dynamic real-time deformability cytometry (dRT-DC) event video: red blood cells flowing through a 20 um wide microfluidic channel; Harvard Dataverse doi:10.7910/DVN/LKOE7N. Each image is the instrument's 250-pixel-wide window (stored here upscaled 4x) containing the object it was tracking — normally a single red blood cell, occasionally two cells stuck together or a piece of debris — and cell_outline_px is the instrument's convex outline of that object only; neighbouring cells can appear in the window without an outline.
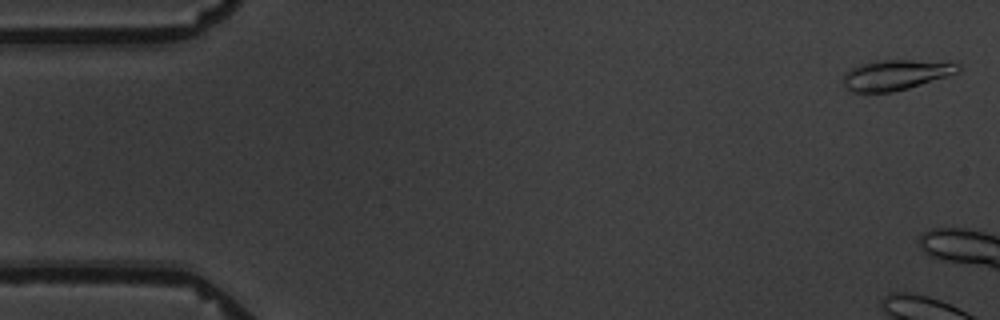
{"species": "common noctule bat (a hibernating species)", "species_latin": "Nyctalus noctula", "temperature_condition": "warm", "stored_images_in_passage": 6, "camera_frame_rate_fps": 3000, "um_per_image_px": 0.085, "animal": {"sex": "male", "body_mass_g": 19.5, "forearm_length_mm": 54.6}, "frame": {"image": 1, "passage_image": 1, "time_ms": 0.0, "image_size_px": [1000, 320], "cell_outline_px": [[960, 68], [956, 72], [908, 88], [892, 92], [848, 92], [840, 80], [844, 72], [860, 64], [876, 60], [912, 60], [960, 64]], "centroid_in_image_um": [75.98, 6.37], "position_along_channel_um": 9.0, "area_um2": 20.06}}